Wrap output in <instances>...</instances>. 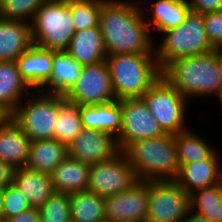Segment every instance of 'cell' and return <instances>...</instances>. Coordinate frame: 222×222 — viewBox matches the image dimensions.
Returning <instances> with one entry per match:
<instances>
[{
    "instance_id": "cell-37",
    "label": "cell",
    "mask_w": 222,
    "mask_h": 222,
    "mask_svg": "<svg viewBox=\"0 0 222 222\" xmlns=\"http://www.w3.org/2000/svg\"><path fill=\"white\" fill-rule=\"evenodd\" d=\"M5 222H41L39 209L30 208L18 215L8 218Z\"/></svg>"
},
{
    "instance_id": "cell-27",
    "label": "cell",
    "mask_w": 222,
    "mask_h": 222,
    "mask_svg": "<svg viewBox=\"0 0 222 222\" xmlns=\"http://www.w3.org/2000/svg\"><path fill=\"white\" fill-rule=\"evenodd\" d=\"M194 131L190 127L186 131L175 134L177 159L180 167L183 164L206 160L218 149L212 147L213 144L206 137Z\"/></svg>"
},
{
    "instance_id": "cell-32",
    "label": "cell",
    "mask_w": 222,
    "mask_h": 222,
    "mask_svg": "<svg viewBox=\"0 0 222 222\" xmlns=\"http://www.w3.org/2000/svg\"><path fill=\"white\" fill-rule=\"evenodd\" d=\"M47 0H0V18L31 22Z\"/></svg>"
},
{
    "instance_id": "cell-33",
    "label": "cell",
    "mask_w": 222,
    "mask_h": 222,
    "mask_svg": "<svg viewBox=\"0 0 222 222\" xmlns=\"http://www.w3.org/2000/svg\"><path fill=\"white\" fill-rule=\"evenodd\" d=\"M39 212L41 222H71L70 194L54 192L39 208Z\"/></svg>"
},
{
    "instance_id": "cell-41",
    "label": "cell",
    "mask_w": 222,
    "mask_h": 222,
    "mask_svg": "<svg viewBox=\"0 0 222 222\" xmlns=\"http://www.w3.org/2000/svg\"><path fill=\"white\" fill-rule=\"evenodd\" d=\"M218 71L222 80V50L218 49Z\"/></svg>"
},
{
    "instance_id": "cell-16",
    "label": "cell",
    "mask_w": 222,
    "mask_h": 222,
    "mask_svg": "<svg viewBox=\"0 0 222 222\" xmlns=\"http://www.w3.org/2000/svg\"><path fill=\"white\" fill-rule=\"evenodd\" d=\"M216 150L208 159L183 164L175 180L191 196L222 181V157Z\"/></svg>"
},
{
    "instance_id": "cell-25",
    "label": "cell",
    "mask_w": 222,
    "mask_h": 222,
    "mask_svg": "<svg viewBox=\"0 0 222 222\" xmlns=\"http://www.w3.org/2000/svg\"><path fill=\"white\" fill-rule=\"evenodd\" d=\"M89 170V164L67 156L51 173L54 191L72 194L87 190Z\"/></svg>"
},
{
    "instance_id": "cell-23",
    "label": "cell",
    "mask_w": 222,
    "mask_h": 222,
    "mask_svg": "<svg viewBox=\"0 0 222 222\" xmlns=\"http://www.w3.org/2000/svg\"><path fill=\"white\" fill-rule=\"evenodd\" d=\"M82 69L83 65L66 50H53L52 74L41 91L46 94L65 95L76 83Z\"/></svg>"
},
{
    "instance_id": "cell-8",
    "label": "cell",
    "mask_w": 222,
    "mask_h": 222,
    "mask_svg": "<svg viewBox=\"0 0 222 222\" xmlns=\"http://www.w3.org/2000/svg\"><path fill=\"white\" fill-rule=\"evenodd\" d=\"M141 98L165 133L175 135L189 129L190 101L163 75Z\"/></svg>"
},
{
    "instance_id": "cell-40",
    "label": "cell",
    "mask_w": 222,
    "mask_h": 222,
    "mask_svg": "<svg viewBox=\"0 0 222 222\" xmlns=\"http://www.w3.org/2000/svg\"><path fill=\"white\" fill-rule=\"evenodd\" d=\"M4 193H5V187H0V221H2Z\"/></svg>"
},
{
    "instance_id": "cell-14",
    "label": "cell",
    "mask_w": 222,
    "mask_h": 222,
    "mask_svg": "<svg viewBox=\"0 0 222 222\" xmlns=\"http://www.w3.org/2000/svg\"><path fill=\"white\" fill-rule=\"evenodd\" d=\"M120 152L116 138L106 132L82 128L67 144L68 157L94 165L111 159Z\"/></svg>"
},
{
    "instance_id": "cell-3",
    "label": "cell",
    "mask_w": 222,
    "mask_h": 222,
    "mask_svg": "<svg viewBox=\"0 0 222 222\" xmlns=\"http://www.w3.org/2000/svg\"><path fill=\"white\" fill-rule=\"evenodd\" d=\"M137 180H176L179 163L175 135L142 139L132 143L125 151Z\"/></svg>"
},
{
    "instance_id": "cell-22",
    "label": "cell",
    "mask_w": 222,
    "mask_h": 222,
    "mask_svg": "<svg viewBox=\"0 0 222 222\" xmlns=\"http://www.w3.org/2000/svg\"><path fill=\"white\" fill-rule=\"evenodd\" d=\"M33 91L22 78L16 61H0V107L9 115Z\"/></svg>"
},
{
    "instance_id": "cell-28",
    "label": "cell",
    "mask_w": 222,
    "mask_h": 222,
    "mask_svg": "<svg viewBox=\"0 0 222 222\" xmlns=\"http://www.w3.org/2000/svg\"><path fill=\"white\" fill-rule=\"evenodd\" d=\"M105 198L89 190L70 194L71 222H100L105 219Z\"/></svg>"
},
{
    "instance_id": "cell-31",
    "label": "cell",
    "mask_w": 222,
    "mask_h": 222,
    "mask_svg": "<svg viewBox=\"0 0 222 222\" xmlns=\"http://www.w3.org/2000/svg\"><path fill=\"white\" fill-rule=\"evenodd\" d=\"M105 0H70V12L77 31L99 26V14Z\"/></svg>"
},
{
    "instance_id": "cell-7",
    "label": "cell",
    "mask_w": 222,
    "mask_h": 222,
    "mask_svg": "<svg viewBox=\"0 0 222 222\" xmlns=\"http://www.w3.org/2000/svg\"><path fill=\"white\" fill-rule=\"evenodd\" d=\"M58 115L59 95L33 90L10 114V118L31 141H35L54 139Z\"/></svg>"
},
{
    "instance_id": "cell-11",
    "label": "cell",
    "mask_w": 222,
    "mask_h": 222,
    "mask_svg": "<svg viewBox=\"0 0 222 222\" xmlns=\"http://www.w3.org/2000/svg\"><path fill=\"white\" fill-rule=\"evenodd\" d=\"M64 97L79 106L98 105L117 100L106 61L83 66L81 75Z\"/></svg>"
},
{
    "instance_id": "cell-17",
    "label": "cell",
    "mask_w": 222,
    "mask_h": 222,
    "mask_svg": "<svg viewBox=\"0 0 222 222\" xmlns=\"http://www.w3.org/2000/svg\"><path fill=\"white\" fill-rule=\"evenodd\" d=\"M53 50L32 45L21 54L16 64L22 78L33 90H41L52 74Z\"/></svg>"
},
{
    "instance_id": "cell-34",
    "label": "cell",
    "mask_w": 222,
    "mask_h": 222,
    "mask_svg": "<svg viewBox=\"0 0 222 222\" xmlns=\"http://www.w3.org/2000/svg\"><path fill=\"white\" fill-rule=\"evenodd\" d=\"M31 206L24 193H22L14 184L5 187L2 220L5 222L8 218L18 215L23 211L30 209Z\"/></svg>"
},
{
    "instance_id": "cell-20",
    "label": "cell",
    "mask_w": 222,
    "mask_h": 222,
    "mask_svg": "<svg viewBox=\"0 0 222 222\" xmlns=\"http://www.w3.org/2000/svg\"><path fill=\"white\" fill-rule=\"evenodd\" d=\"M32 45L29 22L0 18V61H16Z\"/></svg>"
},
{
    "instance_id": "cell-10",
    "label": "cell",
    "mask_w": 222,
    "mask_h": 222,
    "mask_svg": "<svg viewBox=\"0 0 222 222\" xmlns=\"http://www.w3.org/2000/svg\"><path fill=\"white\" fill-rule=\"evenodd\" d=\"M136 181L128 156L120 151L109 160L90 165L87 190L106 198L128 190Z\"/></svg>"
},
{
    "instance_id": "cell-5",
    "label": "cell",
    "mask_w": 222,
    "mask_h": 222,
    "mask_svg": "<svg viewBox=\"0 0 222 222\" xmlns=\"http://www.w3.org/2000/svg\"><path fill=\"white\" fill-rule=\"evenodd\" d=\"M213 50L215 48L208 40L203 14L192 11L178 27L162 32L154 40V52L161 70L178 58L202 55Z\"/></svg>"
},
{
    "instance_id": "cell-12",
    "label": "cell",
    "mask_w": 222,
    "mask_h": 222,
    "mask_svg": "<svg viewBox=\"0 0 222 222\" xmlns=\"http://www.w3.org/2000/svg\"><path fill=\"white\" fill-rule=\"evenodd\" d=\"M121 109L122 129L116 138L120 151H125L135 141L166 134L142 98L121 100Z\"/></svg>"
},
{
    "instance_id": "cell-2",
    "label": "cell",
    "mask_w": 222,
    "mask_h": 222,
    "mask_svg": "<svg viewBox=\"0 0 222 222\" xmlns=\"http://www.w3.org/2000/svg\"><path fill=\"white\" fill-rule=\"evenodd\" d=\"M162 75L192 104V100L216 99L222 89L218 71V49L202 55L178 58Z\"/></svg>"
},
{
    "instance_id": "cell-13",
    "label": "cell",
    "mask_w": 222,
    "mask_h": 222,
    "mask_svg": "<svg viewBox=\"0 0 222 222\" xmlns=\"http://www.w3.org/2000/svg\"><path fill=\"white\" fill-rule=\"evenodd\" d=\"M148 182L136 181L128 190L105 198V219L112 222H145Z\"/></svg>"
},
{
    "instance_id": "cell-38",
    "label": "cell",
    "mask_w": 222,
    "mask_h": 222,
    "mask_svg": "<svg viewBox=\"0 0 222 222\" xmlns=\"http://www.w3.org/2000/svg\"><path fill=\"white\" fill-rule=\"evenodd\" d=\"M14 170L10 164L0 160V187H7L13 184Z\"/></svg>"
},
{
    "instance_id": "cell-6",
    "label": "cell",
    "mask_w": 222,
    "mask_h": 222,
    "mask_svg": "<svg viewBox=\"0 0 222 222\" xmlns=\"http://www.w3.org/2000/svg\"><path fill=\"white\" fill-rule=\"evenodd\" d=\"M30 29L34 45L48 50H66L76 32L70 0H47L36 11Z\"/></svg>"
},
{
    "instance_id": "cell-39",
    "label": "cell",
    "mask_w": 222,
    "mask_h": 222,
    "mask_svg": "<svg viewBox=\"0 0 222 222\" xmlns=\"http://www.w3.org/2000/svg\"><path fill=\"white\" fill-rule=\"evenodd\" d=\"M180 222H210L204 216L190 209Z\"/></svg>"
},
{
    "instance_id": "cell-26",
    "label": "cell",
    "mask_w": 222,
    "mask_h": 222,
    "mask_svg": "<svg viewBox=\"0 0 222 222\" xmlns=\"http://www.w3.org/2000/svg\"><path fill=\"white\" fill-rule=\"evenodd\" d=\"M67 156V145L57 139L31 141L26 167L51 174Z\"/></svg>"
},
{
    "instance_id": "cell-15",
    "label": "cell",
    "mask_w": 222,
    "mask_h": 222,
    "mask_svg": "<svg viewBox=\"0 0 222 222\" xmlns=\"http://www.w3.org/2000/svg\"><path fill=\"white\" fill-rule=\"evenodd\" d=\"M139 3L154 40L162 32L178 27L191 11L188 0H154L149 2L151 6L144 5L145 0Z\"/></svg>"
},
{
    "instance_id": "cell-18",
    "label": "cell",
    "mask_w": 222,
    "mask_h": 222,
    "mask_svg": "<svg viewBox=\"0 0 222 222\" xmlns=\"http://www.w3.org/2000/svg\"><path fill=\"white\" fill-rule=\"evenodd\" d=\"M83 128L100 130L117 138L122 129L121 101L79 106Z\"/></svg>"
},
{
    "instance_id": "cell-29",
    "label": "cell",
    "mask_w": 222,
    "mask_h": 222,
    "mask_svg": "<svg viewBox=\"0 0 222 222\" xmlns=\"http://www.w3.org/2000/svg\"><path fill=\"white\" fill-rule=\"evenodd\" d=\"M79 105L59 95V115L54 128V139L69 144L82 130Z\"/></svg>"
},
{
    "instance_id": "cell-4",
    "label": "cell",
    "mask_w": 222,
    "mask_h": 222,
    "mask_svg": "<svg viewBox=\"0 0 222 222\" xmlns=\"http://www.w3.org/2000/svg\"><path fill=\"white\" fill-rule=\"evenodd\" d=\"M105 61L119 101L141 98L162 76L155 54H113Z\"/></svg>"
},
{
    "instance_id": "cell-35",
    "label": "cell",
    "mask_w": 222,
    "mask_h": 222,
    "mask_svg": "<svg viewBox=\"0 0 222 222\" xmlns=\"http://www.w3.org/2000/svg\"><path fill=\"white\" fill-rule=\"evenodd\" d=\"M208 40L215 49L222 50V10L203 14Z\"/></svg>"
},
{
    "instance_id": "cell-43",
    "label": "cell",
    "mask_w": 222,
    "mask_h": 222,
    "mask_svg": "<svg viewBox=\"0 0 222 222\" xmlns=\"http://www.w3.org/2000/svg\"><path fill=\"white\" fill-rule=\"evenodd\" d=\"M216 98H218L217 100L219 101H217V103L219 104V105H217V106H219L221 109L219 110V112L221 111V116H222V89L220 90V93L218 94V96L216 97ZM221 120H222V118H221Z\"/></svg>"
},
{
    "instance_id": "cell-1",
    "label": "cell",
    "mask_w": 222,
    "mask_h": 222,
    "mask_svg": "<svg viewBox=\"0 0 222 222\" xmlns=\"http://www.w3.org/2000/svg\"><path fill=\"white\" fill-rule=\"evenodd\" d=\"M99 26L108 55L155 54L154 37L139 0H105Z\"/></svg>"
},
{
    "instance_id": "cell-9",
    "label": "cell",
    "mask_w": 222,
    "mask_h": 222,
    "mask_svg": "<svg viewBox=\"0 0 222 222\" xmlns=\"http://www.w3.org/2000/svg\"><path fill=\"white\" fill-rule=\"evenodd\" d=\"M190 209V196L175 180L148 181L145 222H180Z\"/></svg>"
},
{
    "instance_id": "cell-36",
    "label": "cell",
    "mask_w": 222,
    "mask_h": 222,
    "mask_svg": "<svg viewBox=\"0 0 222 222\" xmlns=\"http://www.w3.org/2000/svg\"><path fill=\"white\" fill-rule=\"evenodd\" d=\"M192 12L205 14L222 10V0H188Z\"/></svg>"
},
{
    "instance_id": "cell-21",
    "label": "cell",
    "mask_w": 222,
    "mask_h": 222,
    "mask_svg": "<svg viewBox=\"0 0 222 222\" xmlns=\"http://www.w3.org/2000/svg\"><path fill=\"white\" fill-rule=\"evenodd\" d=\"M66 52L83 66L106 60L108 54L100 26L75 32Z\"/></svg>"
},
{
    "instance_id": "cell-19",
    "label": "cell",
    "mask_w": 222,
    "mask_h": 222,
    "mask_svg": "<svg viewBox=\"0 0 222 222\" xmlns=\"http://www.w3.org/2000/svg\"><path fill=\"white\" fill-rule=\"evenodd\" d=\"M31 140L9 117L0 125V160L14 169L27 166Z\"/></svg>"
},
{
    "instance_id": "cell-30",
    "label": "cell",
    "mask_w": 222,
    "mask_h": 222,
    "mask_svg": "<svg viewBox=\"0 0 222 222\" xmlns=\"http://www.w3.org/2000/svg\"><path fill=\"white\" fill-rule=\"evenodd\" d=\"M191 209L210 222H222V181L190 196Z\"/></svg>"
},
{
    "instance_id": "cell-44",
    "label": "cell",
    "mask_w": 222,
    "mask_h": 222,
    "mask_svg": "<svg viewBox=\"0 0 222 222\" xmlns=\"http://www.w3.org/2000/svg\"><path fill=\"white\" fill-rule=\"evenodd\" d=\"M100 222H112V221L107 220V219H104V220H102V221H100Z\"/></svg>"
},
{
    "instance_id": "cell-42",
    "label": "cell",
    "mask_w": 222,
    "mask_h": 222,
    "mask_svg": "<svg viewBox=\"0 0 222 222\" xmlns=\"http://www.w3.org/2000/svg\"><path fill=\"white\" fill-rule=\"evenodd\" d=\"M9 117L10 115L0 107V125Z\"/></svg>"
},
{
    "instance_id": "cell-24",
    "label": "cell",
    "mask_w": 222,
    "mask_h": 222,
    "mask_svg": "<svg viewBox=\"0 0 222 222\" xmlns=\"http://www.w3.org/2000/svg\"><path fill=\"white\" fill-rule=\"evenodd\" d=\"M13 184L26 195L31 208L39 209L55 192L51 174L33 171L27 167L14 170Z\"/></svg>"
}]
</instances>
